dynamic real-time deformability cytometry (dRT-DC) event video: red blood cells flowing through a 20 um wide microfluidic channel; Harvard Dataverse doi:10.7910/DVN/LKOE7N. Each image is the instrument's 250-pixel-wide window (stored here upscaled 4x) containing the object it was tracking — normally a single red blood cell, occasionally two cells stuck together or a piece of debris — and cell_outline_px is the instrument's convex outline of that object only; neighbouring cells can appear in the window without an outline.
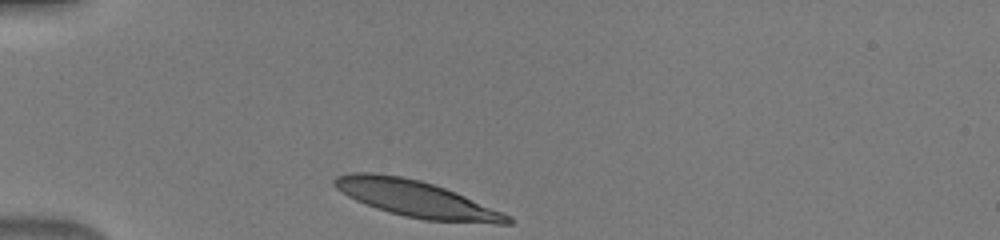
{"species": "human", "species_latin": "Homo sapiens", "temperature_condition": "warm", "stored_images_in_passage": 31, "camera_frame_rate_fps": 3000, "um_per_image_px": 0.085, "donor": {"sex": "male"}, "frame": {"image": 1, "passage_image": 1, "time_ms": 0.0, "image_size_px": [1000, 240], "cell_outline_px": [[516, 220], [512, 224], [496, 224], [424, 220], [404, 216], [388, 212], [376, 208], [356, 200], [348, 196], [336, 188], [332, 184], [332, 180], [336, 176], [352, 172], [372, 172], [400, 176], [420, 180], [456, 192], [504, 212], [512, 216]], "centroid_in_image_um": [35.43, 16.92], "position_along_channel_um": 49.6, "area_um2": 37.05}}
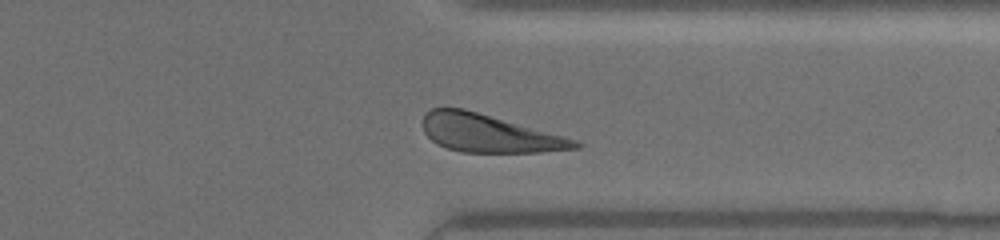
{"frame": {"image": 2, "passage_image": 27, "time_ms": 8.667, "image_size_px": [1000, 240], "cell_outline_px": [[584, 144], [580, 148], [540, 152], [464, 152], [448, 148], [436, 144], [424, 132], [420, 124], [424, 116], [432, 108], [464, 108], [564, 136], [576, 140]], "centroid_in_image_um": [41.55, 11.33], "position_along_channel_um": 369.8, "area_um2": 33.47}}